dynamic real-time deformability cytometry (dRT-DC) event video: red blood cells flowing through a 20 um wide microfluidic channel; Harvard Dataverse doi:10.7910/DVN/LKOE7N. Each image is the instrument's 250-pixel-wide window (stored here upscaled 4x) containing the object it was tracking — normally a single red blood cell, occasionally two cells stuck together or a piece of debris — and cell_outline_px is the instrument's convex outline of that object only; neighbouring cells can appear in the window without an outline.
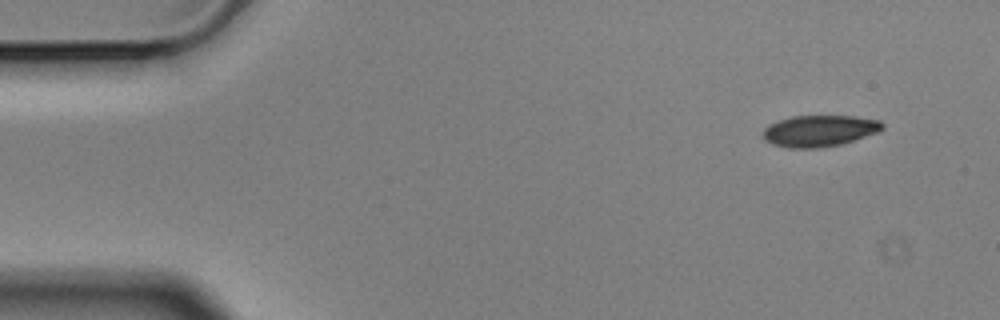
{"species": "Egyptian fruit bat (a non-hibernating species)", "species_latin": "Rousettus aegyptiacus", "temperature_condition": "cold", "stored_images_in_passage": 4, "camera_frame_rate_fps": 3000, "um_per_image_px": 0.085, "animal": {"sex": "male"}, "frame": {"image": 1, "passage_image": 1, "time_ms": 0.0, "image_size_px": [1000, 320], "cell_outline_px": [[884, 128], [876, 132], [840, 144], [816, 148], [788, 148], [772, 144], [764, 140], [764, 128], [780, 120], [792, 116], [852, 116], [880, 120], [884, 124]], "centroid_in_image_um": [69.64, 11.12], "position_along_channel_um": 15.4, "area_um2": 21.5}}
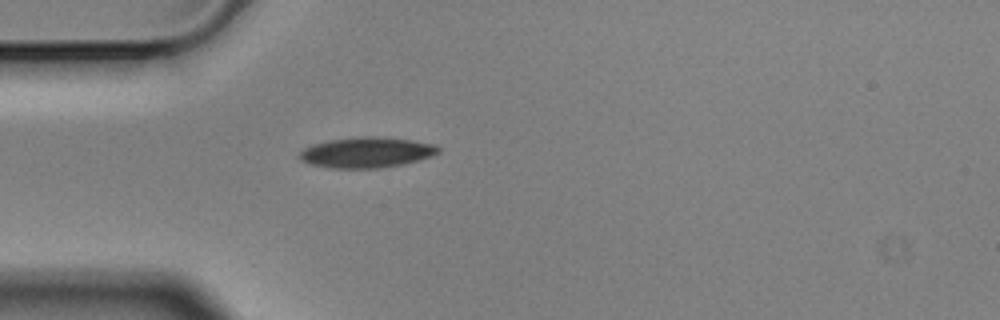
{"frame": {"image": 2, "passage_image": 4, "time_ms": 1.0, "image_size_px": [1000, 320], "cell_outline_px": [[440, 152], [432, 156], [420, 160], [404, 164], [380, 168], [332, 168], [312, 164], [300, 160], [296, 156], [304, 148], [312, 144], [328, 140], [360, 136], [376, 136], [412, 140], [436, 144], [440, 148]], "centroid_in_image_um": [31.18, 12.95], "position_along_channel_um": 53.8, "area_um2": 24.97}}